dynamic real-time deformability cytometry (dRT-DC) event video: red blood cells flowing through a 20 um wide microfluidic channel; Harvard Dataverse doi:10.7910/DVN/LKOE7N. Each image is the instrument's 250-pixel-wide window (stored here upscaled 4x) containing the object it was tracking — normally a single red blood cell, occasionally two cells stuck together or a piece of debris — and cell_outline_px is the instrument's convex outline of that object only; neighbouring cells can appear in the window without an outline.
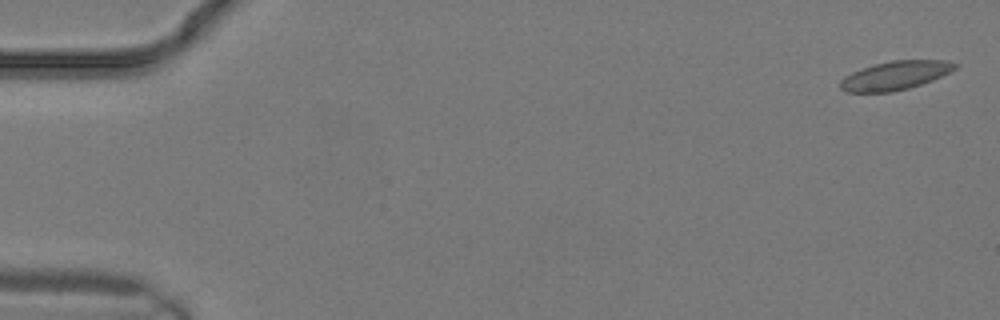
{"species": "common noctule bat (a hibernating species)", "species_latin": "Nyctalus noctula", "temperature_condition": "warm", "stored_images_in_passage": 15, "camera_frame_rate_fps": 3000, "um_per_image_px": 0.085, "animal": {"sex": "male", "body_mass_g": 19.2, "forearm_length_mm": 51.8}, "frame": {"image": 1, "passage_image": 1, "time_ms": 0.0, "image_size_px": [1000, 320], "cell_outline_px": [[960, 64], [956, 68], [932, 80], [908, 88], [892, 92], [844, 92], [840, 88], [840, 80], [844, 76], [852, 72], [876, 64], [892, 60], [948, 60]], "centroid_in_image_um": [76.09, 6.41], "position_along_channel_um": 8.9, "area_um2": 19.07}}
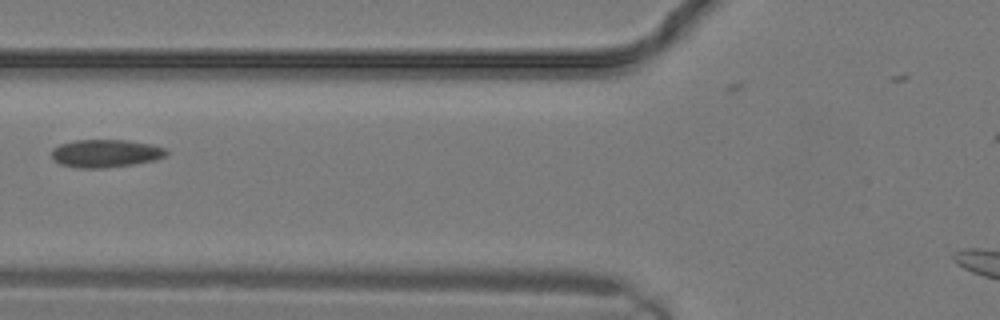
{"frame": {"image": 2, "passage_image": 11, "time_ms": 3.333, "image_size_px": [1000, 320], "cell_outline_px": [[168, 152], [164, 156], [156, 160], [132, 164], [104, 168], [76, 168], [60, 164], [52, 160], [52, 148], [60, 144], [76, 140], [124, 140], [152, 144], [164, 148]], "centroid_in_image_um": [8.94, 13.04], "position_along_channel_um": 116.9, "area_um2": 18.67}}
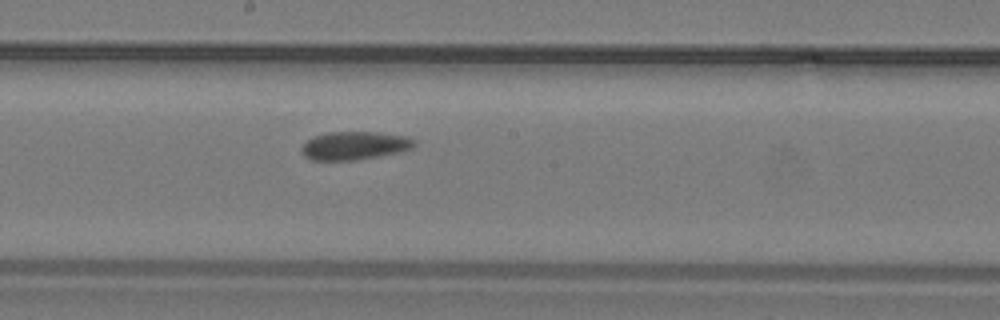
{"frame": {"image": 3, "passage_image": 15, "time_ms": 4.667, "image_size_px": [1000, 320], "cell_outline_px": [[416, 144], [412, 148], [400, 152], [380, 156], [356, 160], [312, 160], [304, 156], [300, 148], [308, 140], [316, 136], [328, 132], [376, 132], [408, 136], [416, 140]], "centroid_in_image_um": [30.17, 12.38], "position_along_channel_um": 218.0, "area_um2": 18.61}}